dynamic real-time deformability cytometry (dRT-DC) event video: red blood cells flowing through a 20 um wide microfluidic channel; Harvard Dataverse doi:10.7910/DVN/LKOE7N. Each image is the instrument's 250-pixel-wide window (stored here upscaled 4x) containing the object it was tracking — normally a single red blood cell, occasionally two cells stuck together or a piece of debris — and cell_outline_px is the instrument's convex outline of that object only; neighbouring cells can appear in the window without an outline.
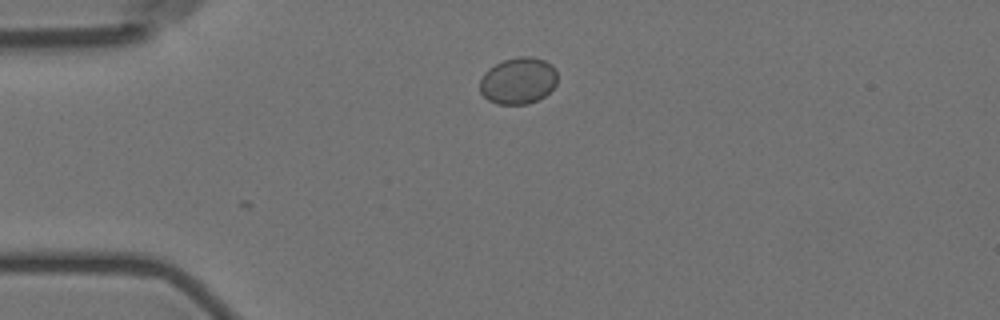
{"species": "Egyptian fruit bat (a non-hibernating species)", "species_latin": "Rousettus aegyptiacus", "temperature_condition": "room temperature", "stored_images_in_passage": 2, "camera_frame_rate_fps": 3000, "um_per_image_px": 0.085, "animal": {"sex": "female"}, "frame": {"image": 1, "passage_image": 2, "time_ms": 1.333, "image_size_px": [1000, 320], "cell_outline_px": [[556, 84], [544, 96], [528, 104], [496, 104], [488, 100], [480, 92], [480, 80], [484, 72], [488, 68], [504, 60], [516, 56], [532, 56], [544, 60], [552, 64], [556, 72]], "centroid_in_image_um": [44.03, 6.85], "position_along_channel_um": 41.0, "area_um2": 21.15}}